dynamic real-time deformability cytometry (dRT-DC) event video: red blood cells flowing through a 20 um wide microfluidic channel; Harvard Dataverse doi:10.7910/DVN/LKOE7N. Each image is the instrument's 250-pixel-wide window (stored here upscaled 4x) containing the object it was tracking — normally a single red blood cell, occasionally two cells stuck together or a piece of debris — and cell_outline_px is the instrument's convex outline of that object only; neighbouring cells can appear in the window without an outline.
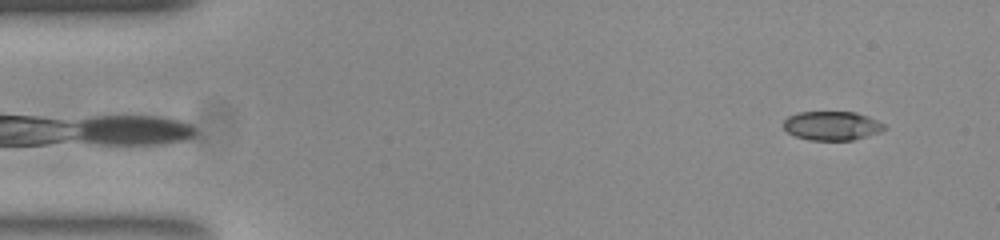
{"species": "common noctule bat (a hibernating species)", "species_latin": "Nyctalus noctula", "temperature_condition": "room temperature", "stored_images_in_passage": 52, "camera_frame_rate_fps": 3000, "um_per_image_px": 0.085, "animal": {"sex": "female", "body_mass_g": 23.0, "forearm_length_mm": 53.4}, "frame": {"image": 1, "passage_image": 2, "time_ms": 0.333, "image_size_px": [1000, 240], "cell_outline_px": [[888, 128], [880, 132], [868, 136], [852, 140], [808, 140], [796, 136], [788, 132], [784, 128], [784, 120], [788, 116], [800, 112], [856, 112], [868, 116], [884, 124]], "centroid_in_image_um": [70.74, 10.69], "position_along_channel_um": 14.3, "area_um2": 17.05}}
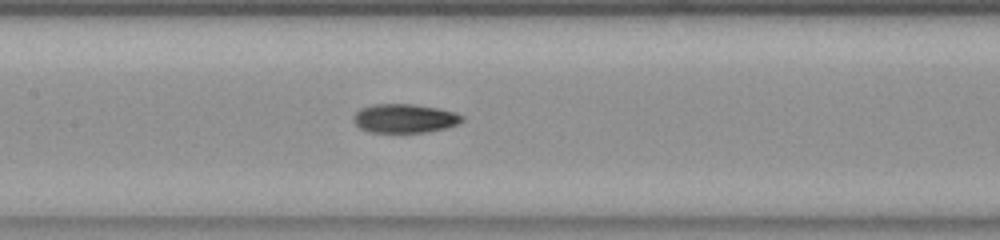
{"frame": {"image": 2, "passage_image": 23, "time_ms": 7.333, "image_size_px": [1000, 240], "cell_outline_px": [[464, 120], [456, 124], [444, 128], [424, 132], [368, 132], [360, 128], [352, 120], [356, 112], [360, 108], [372, 104], [412, 104], [436, 108], [452, 112], [464, 116]], "centroid_in_image_um": [34.34, 10.06], "position_along_channel_um": 173.1, "area_um2": 18.09}}
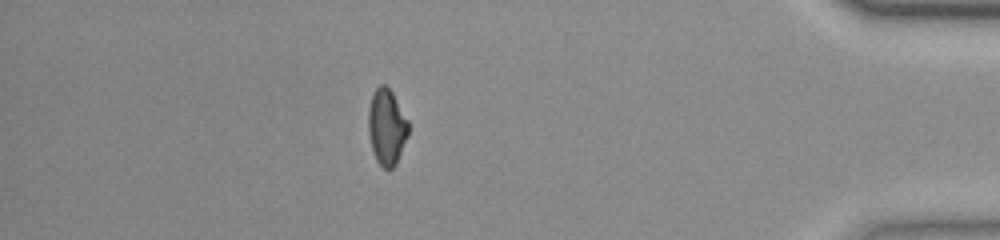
{"frame": {"image": 3, "passage_image": 45, "time_ms": 14.667, "image_size_px": [1000, 240], "cell_outline_px": [[408, 136], [396, 164], [392, 168], [384, 168], [376, 160], [372, 148], [368, 132], [368, 108], [372, 96], [376, 88], [380, 84], [384, 84], [392, 92], [408, 120]], "centroid_in_image_um": [32.87, 10.79], "position_along_channel_um": 402.3, "area_um2": 17.63}, "authors_computed_cell_mechanics": {"area_um2": 18.0047, "velocity_mm_per_s": 3.77, "shape_relaxation_time_tau1_ms": 7.8618, "shape_relaxation_time_tau2_ms": 3.5721, "deformation_change_tau1": 0.2283, "deformation_change_tau2": 0.092}}